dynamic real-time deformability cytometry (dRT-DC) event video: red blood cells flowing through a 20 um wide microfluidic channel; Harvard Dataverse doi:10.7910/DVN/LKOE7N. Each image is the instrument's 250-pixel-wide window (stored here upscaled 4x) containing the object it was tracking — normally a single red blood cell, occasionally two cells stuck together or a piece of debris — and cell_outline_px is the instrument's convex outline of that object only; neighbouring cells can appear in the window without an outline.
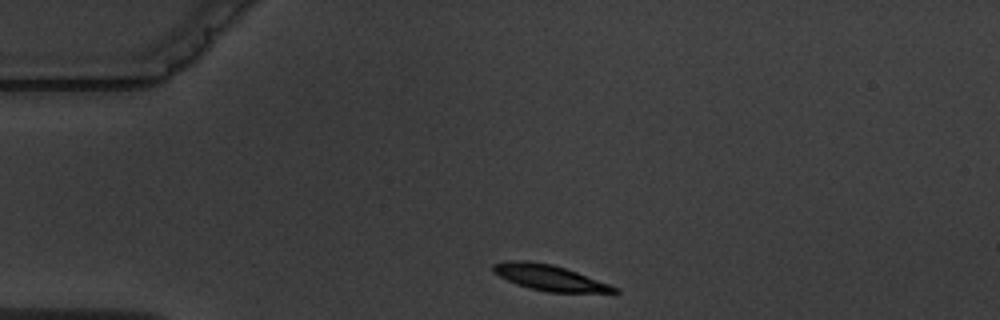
{"species": "common noctule bat (a hibernating species)", "species_latin": "Nyctalus noctula", "temperature_condition": "warm", "stored_images_in_passage": 2, "camera_frame_rate_fps": 3000, "um_per_image_px": 0.085, "animal": {"sex": "male", "body_mass_g": 19.5, "forearm_length_mm": 54.6}, "frame": {"image": 1, "passage_image": 1, "time_ms": 0.0, "image_size_px": [1000, 320], "cell_outline_px": [[620, 292], [548, 292], [516, 284], [492, 272], [492, 264], [508, 260], [528, 260], [552, 264], [576, 272], [620, 288]], "centroid_in_image_um": [46.67, 23.58], "position_along_channel_um": 38.3, "area_um2": 17.92}}
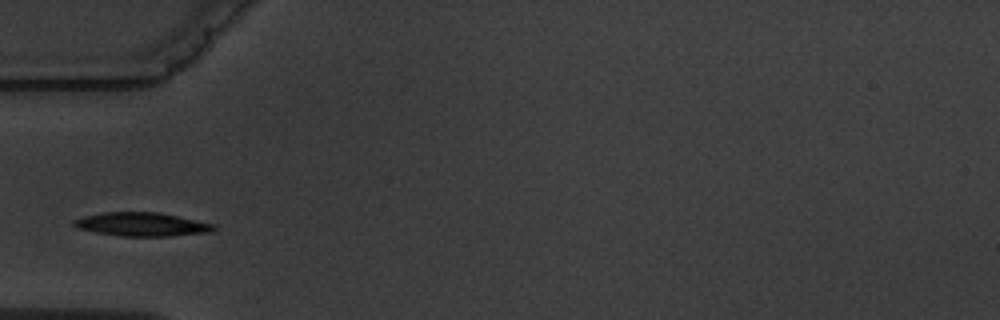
{"frame": {"image": 2, "passage_image": 2, "time_ms": 2.0, "image_size_px": [1000, 320], "cell_outline_px": [[216, 228], [212, 232], [172, 236], [120, 236], [96, 232], [76, 228], [72, 224], [72, 220], [84, 216], [104, 212], [156, 212], [176, 216], [212, 224]], "centroid_in_image_um": [12.0, 19.07], "position_along_channel_um": 73.0, "area_um2": 19.13}}